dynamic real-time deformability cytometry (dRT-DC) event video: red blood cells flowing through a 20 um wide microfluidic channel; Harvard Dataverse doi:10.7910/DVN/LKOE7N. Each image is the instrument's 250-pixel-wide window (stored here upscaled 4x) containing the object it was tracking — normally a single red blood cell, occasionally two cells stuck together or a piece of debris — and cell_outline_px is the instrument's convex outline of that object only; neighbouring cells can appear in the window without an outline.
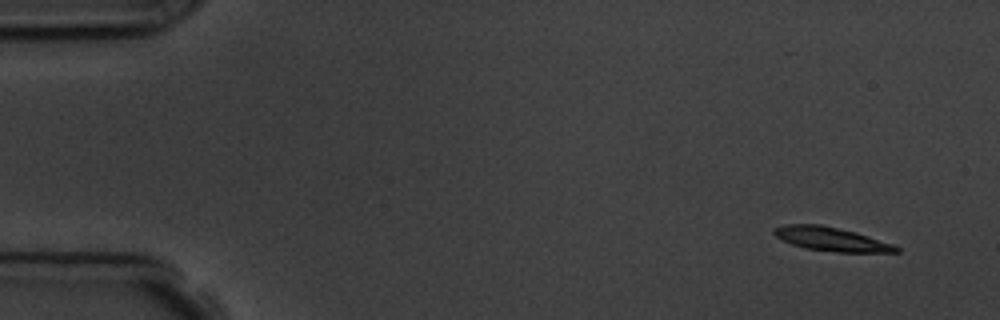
{"species": "common noctule bat (a hibernating species)", "species_latin": "Nyctalus noctula", "temperature_condition": "room temperature", "stored_images_in_passage": 5, "camera_frame_rate_fps": 3000, "um_per_image_px": 0.085, "animal": {"sex": "male", "body_mass_g": 19.5, "forearm_length_mm": 54.6}, "frame": {"image": 1, "passage_image": 1, "time_ms": 0.0, "image_size_px": [1000, 320], "cell_outline_px": [[900, 252], [836, 252], [804, 248], [792, 244], [776, 236], [772, 232], [776, 228], [788, 224], [820, 224], [856, 232], [892, 244], [900, 248]], "centroid_in_image_um": [70.67, 20.33], "position_along_channel_um": 14.3, "area_um2": 16.7}}
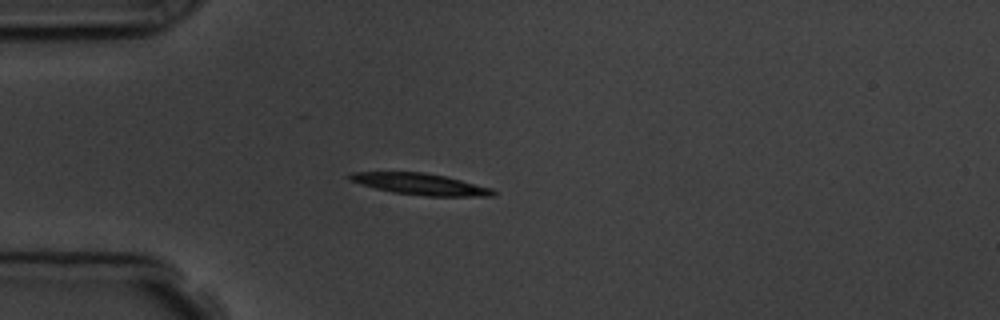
{"frame": {"image": 2, "passage_image": 4, "time_ms": 3.667, "image_size_px": [1000, 320], "cell_outline_px": [[496, 196], [424, 196], [392, 192], [360, 184], [352, 180], [348, 176], [352, 172], [424, 172], [444, 176], [492, 188], [496, 192]], "centroid_in_image_um": [35.76, 15.65], "position_along_channel_um": 49.2, "area_um2": 17.69}}